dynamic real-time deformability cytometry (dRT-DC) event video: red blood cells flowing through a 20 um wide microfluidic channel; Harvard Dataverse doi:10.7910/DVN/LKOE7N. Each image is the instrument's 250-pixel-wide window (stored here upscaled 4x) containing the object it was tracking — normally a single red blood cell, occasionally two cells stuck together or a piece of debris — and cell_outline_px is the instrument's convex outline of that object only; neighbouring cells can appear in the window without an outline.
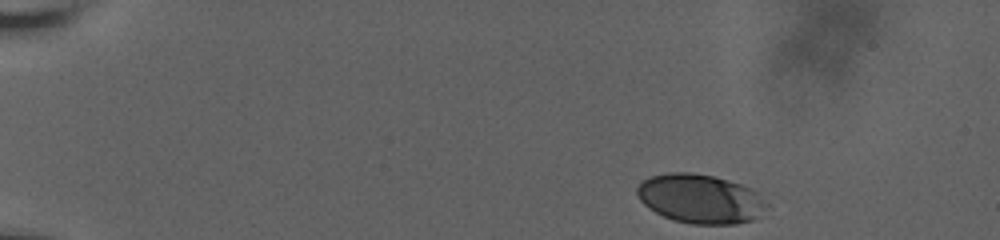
{"species": "human", "species_latin": "Homo sapiens", "temperature_condition": "room temperature", "stored_images_in_passage": 45, "camera_frame_rate_fps": 3000, "um_per_image_px": 0.085, "donor": {"sex": "male"}, "frame": {"image": 1, "passage_image": 1, "time_ms": 0.0, "image_size_px": [1000, 240], "cell_outline_px": [[772, 208], [752, 220], [736, 224], [692, 224], [672, 220], [648, 208], [640, 200], [636, 192], [636, 188], [644, 180], [652, 176], [668, 172], [692, 172], [712, 176], [728, 180], [752, 188]], "centroid_in_image_um": [59.56, 16.9], "position_along_channel_um": 25.4, "area_um2": 37.34}}
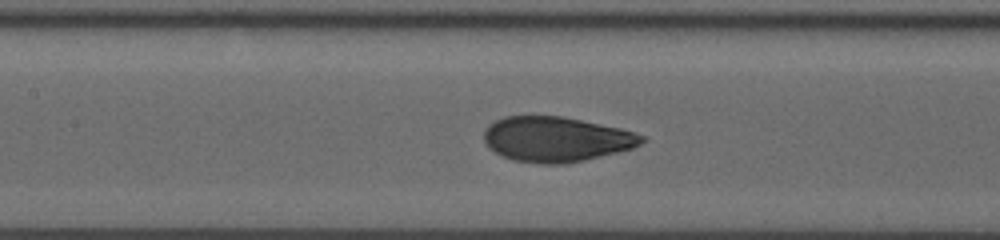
{"frame": {"image": 2, "passage_image": 27, "time_ms": 7.0, "image_size_px": [1000, 240], "cell_outline_px": [[648, 140], [632, 148], [584, 160], [564, 164], [540, 164], [512, 160], [488, 148], [484, 144], [484, 128], [488, 124], [504, 116], [560, 116], [620, 128], [648, 136]], "centroid_in_image_um": [47.26, 11.83], "position_along_channel_um": 160.1, "area_um2": 41.56}}
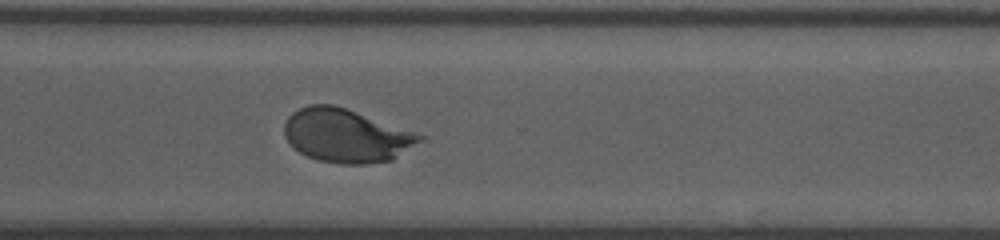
{"frame": {"image": 3, "passage_image": 45, "time_ms": 12.0, "image_size_px": [1000, 240], "cell_outline_px": [[428, 136], [424, 140], [392, 160], [364, 164], [340, 164], [316, 160], [300, 152], [284, 136], [284, 124], [288, 116], [292, 112], [308, 104], [332, 104]], "centroid_in_image_um": [29.45, 11.53], "position_along_channel_um": 341.2, "area_um2": 42.14}}